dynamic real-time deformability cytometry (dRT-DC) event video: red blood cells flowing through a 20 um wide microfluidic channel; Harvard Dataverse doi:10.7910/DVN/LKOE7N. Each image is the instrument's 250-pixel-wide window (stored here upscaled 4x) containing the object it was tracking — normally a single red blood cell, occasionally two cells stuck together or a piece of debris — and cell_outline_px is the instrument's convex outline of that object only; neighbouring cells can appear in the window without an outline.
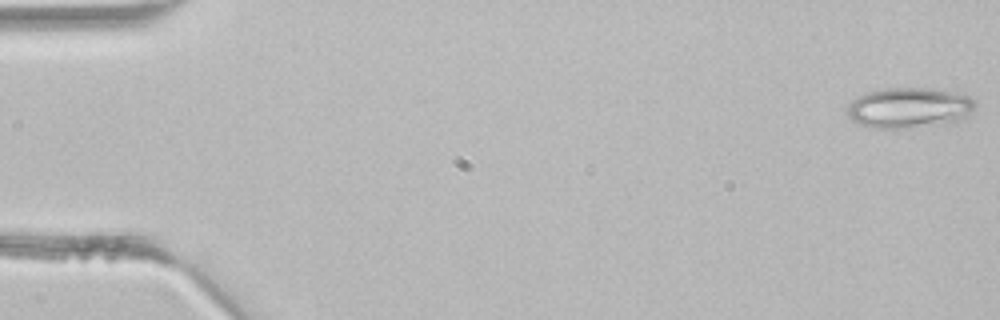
{"species": "common noctule bat (a hibernating species)", "species_latin": "Nyctalus noctula", "temperature_condition": "room temperature", "stored_images_in_passage": 42, "camera_frame_rate_fps": 3000, "um_per_image_px": 0.085, "animal": {"sex": "male", "body_mass_g": 21.5, "forearm_length_mm": 52.0}, "frame": {"image": 1, "passage_image": 1, "time_ms": 0.0, "image_size_px": [1000, 320], "cell_outline_px": [[976, 108], [968, 120], [952, 124], [912, 128], [868, 128], [852, 120], [844, 112], [848, 104], [852, 100], [864, 92], [884, 88], [932, 88], [952, 92], [968, 96], [976, 100]], "centroid_in_image_um": [77.33, 9.19], "position_along_channel_um": 7.7, "area_um2": 31.39}}
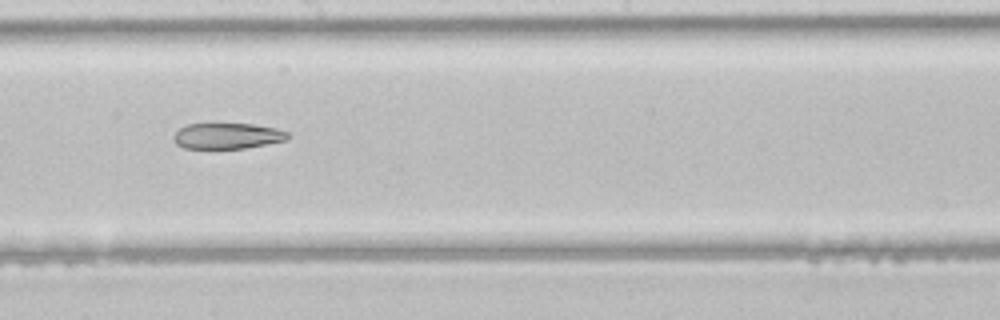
{"frame": {"image": 2, "passage_image": 24, "time_ms": 7.667, "image_size_px": [1000, 320], "cell_outline_px": [[292, 136], [288, 140], [244, 148], [184, 148], [176, 144], [172, 140], [172, 136], [180, 128], [188, 124], [252, 124], [276, 128], [288, 132]], "centroid_in_image_um": [19.34, 11.55], "position_along_channel_um": 228.9, "area_um2": 17.22}}
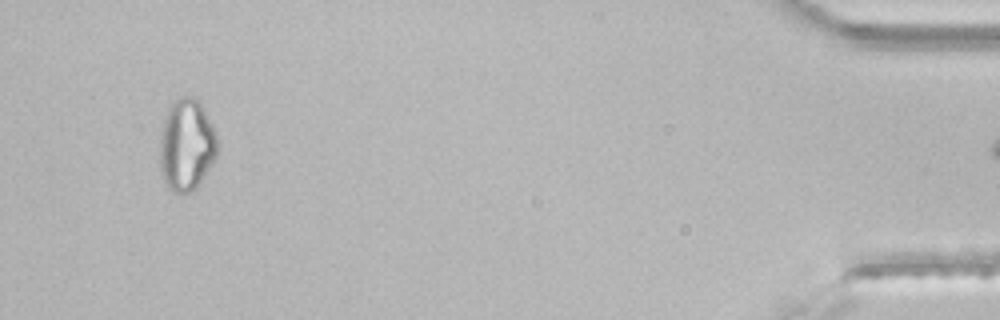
{"frame": {"image": 3, "passage_image": 41, "time_ms": 13.333, "image_size_px": [1000, 320], "cell_outline_px": [[216, 156], [200, 184], [196, 188], [180, 196], [164, 180], [160, 168], [160, 140], [164, 116], [172, 100], [180, 96], [192, 96], [200, 100], [216, 132]], "centroid_in_image_um": [15.85, 12.28], "position_along_channel_um": 419.3, "area_um2": 30.98}}